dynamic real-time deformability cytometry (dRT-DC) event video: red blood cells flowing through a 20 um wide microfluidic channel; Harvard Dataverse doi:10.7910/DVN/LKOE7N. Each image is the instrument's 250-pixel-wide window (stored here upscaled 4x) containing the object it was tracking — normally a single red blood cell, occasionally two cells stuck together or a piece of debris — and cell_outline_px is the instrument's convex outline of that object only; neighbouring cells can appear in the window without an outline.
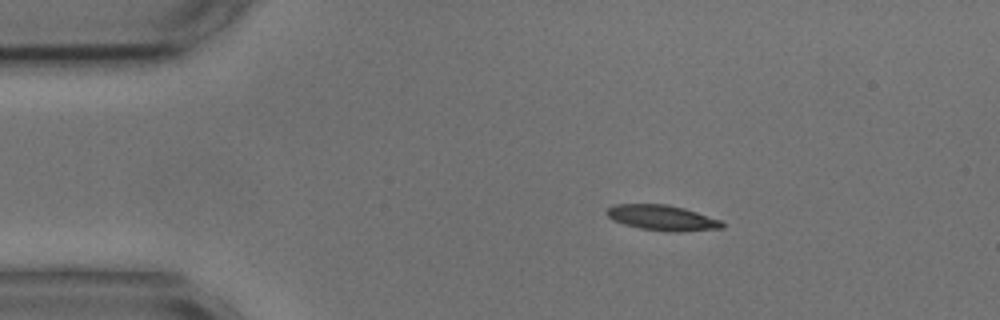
{"species": "common noctule bat (a hibernating species)", "species_latin": "Nyctalus noctula", "temperature_condition": "cold", "stored_images_in_passage": 47, "camera_frame_rate_fps": 3000, "um_per_image_px": 0.085, "animal": {"sex": "male", "body_mass_g": 17.9, "forearm_length_mm": 54.2}, "frame": {"image": 1, "passage_image": 1, "time_ms": 0.0, "image_size_px": [1000, 320], "cell_outline_px": [[724, 228], [676, 232], [672, 232], [640, 228], [624, 224], [612, 220], [604, 212], [608, 208], [616, 204], [668, 204], [684, 208], [720, 220], [724, 224]], "centroid_in_image_um": [56.27, 18.51], "position_along_channel_um": 28.7, "area_um2": 16.99}}
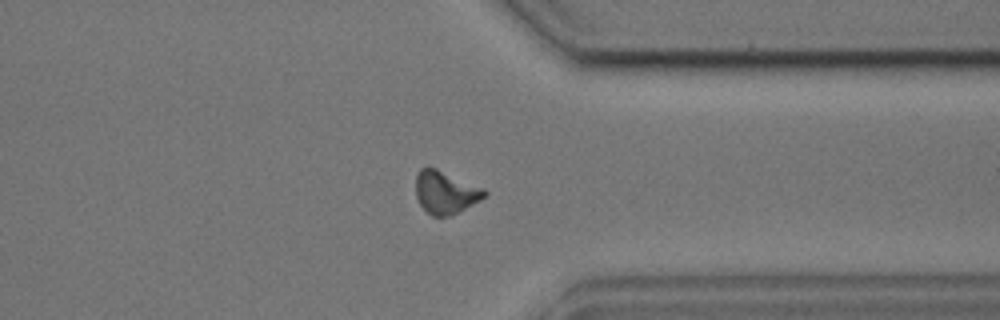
{"frame": {"image": 2, "passage_image": 34, "time_ms": 11.0, "image_size_px": [1000, 320], "cell_outline_px": [[488, 192], [480, 200], [448, 216], [432, 216], [420, 204], [416, 196], [416, 176], [420, 168], [436, 168], [484, 188]], "centroid_in_image_um": [37.85, 16.33], "position_along_channel_um": 373.5, "area_um2": 16.76}}
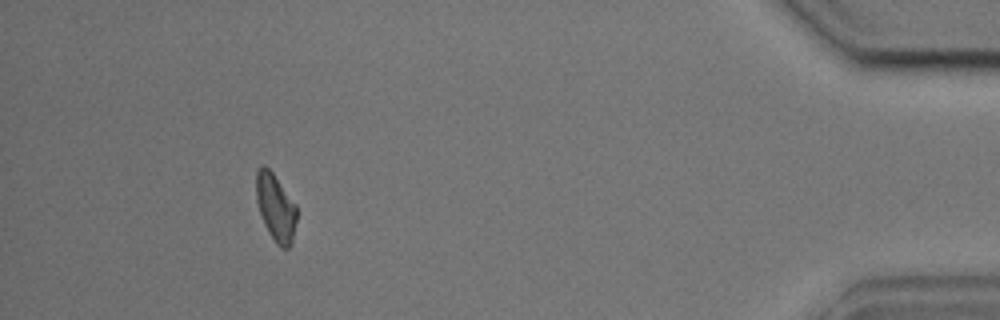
{"frame": {"image": 3, "passage_image": 42, "time_ms": 13.667, "image_size_px": [1000, 320], "cell_outline_px": [[296, 220], [292, 244], [288, 248], [280, 248], [276, 244], [268, 232], [264, 224], [256, 200], [256, 172], [264, 164], [272, 172], [296, 204]], "centroid_in_image_um": [23.43, 17.66], "position_along_channel_um": 411.8, "area_um2": 15.84}}